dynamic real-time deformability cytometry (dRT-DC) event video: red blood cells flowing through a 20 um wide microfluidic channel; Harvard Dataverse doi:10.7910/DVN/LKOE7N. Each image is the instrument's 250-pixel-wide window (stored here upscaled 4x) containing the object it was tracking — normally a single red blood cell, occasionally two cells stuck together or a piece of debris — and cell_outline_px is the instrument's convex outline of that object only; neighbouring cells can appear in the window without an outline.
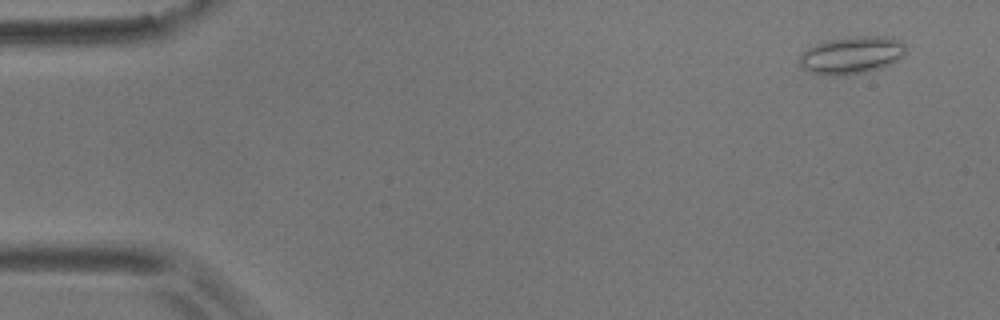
{"species": "common noctule bat (a hibernating species)", "species_latin": "Nyctalus noctula", "temperature_condition": "room temperature", "stored_images_in_passage": 5, "camera_frame_rate_fps": 3000, "um_per_image_px": 0.085, "animal": {"sex": "male", "body_mass_g": 17.9}, "frame": {"image": 1, "passage_image": 1, "time_ms": 0.0, "image_size_px": [1000, 320], "cell_outline_px": [[904, 52], [896, 60], [880, 68], [848, 76], [832, 76], [812, 72], [804, 68], [800, 64], [800, 52], [816, 44], [828, 40], [852, 36], [884, 36], [900, 40], [904, 44]], "centroid_in_image_um": [72.35, 4.68], "position_along_channel_um": 12.6, "area_um2": 23.0}}